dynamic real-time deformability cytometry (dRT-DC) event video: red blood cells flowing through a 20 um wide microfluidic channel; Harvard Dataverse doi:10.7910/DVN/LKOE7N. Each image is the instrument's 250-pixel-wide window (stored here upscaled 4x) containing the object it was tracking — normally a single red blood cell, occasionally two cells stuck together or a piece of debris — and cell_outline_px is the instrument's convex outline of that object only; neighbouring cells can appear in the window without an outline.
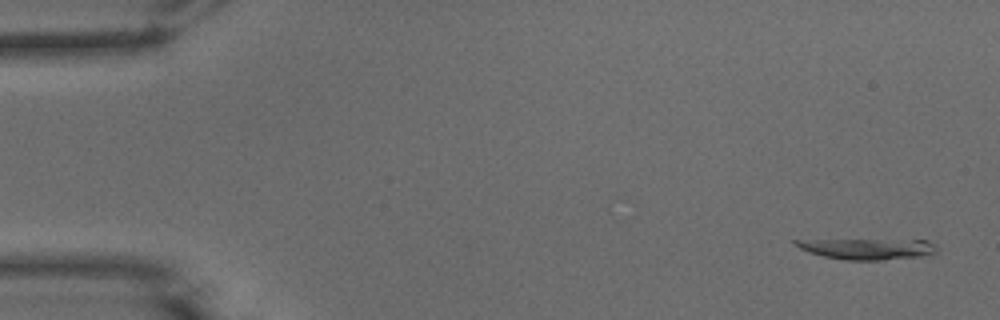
{"species": "common noctule bat (a hibernating species)", "species_latin": "Nyctalus noctula", "temperature_condition": "warm", "stored_images_in_passage": 3, "segment_of_instrument_passage": [2, 2], "camera_frame_rate_fps": 3000, "um_per_image_px": 0.085, "animal": {"sex": "male", "body_mass_g": 15.6}, "frame": {"image": 1, "passage_image": 3, "time_ms": 0.667, "image_size_px": [1000, 320], "cell_outline_px": [[940, 248], [936, 252], [920, 256], [880, 260], [844, 260], [824, 256], [808, 252], [800, 248], [792, 240], [928, 240], [936, 244]], "centroid_in_image_um": [73.8, 21.15], "position_along_channel_um": 11.2, "area_um2": 17.05}}